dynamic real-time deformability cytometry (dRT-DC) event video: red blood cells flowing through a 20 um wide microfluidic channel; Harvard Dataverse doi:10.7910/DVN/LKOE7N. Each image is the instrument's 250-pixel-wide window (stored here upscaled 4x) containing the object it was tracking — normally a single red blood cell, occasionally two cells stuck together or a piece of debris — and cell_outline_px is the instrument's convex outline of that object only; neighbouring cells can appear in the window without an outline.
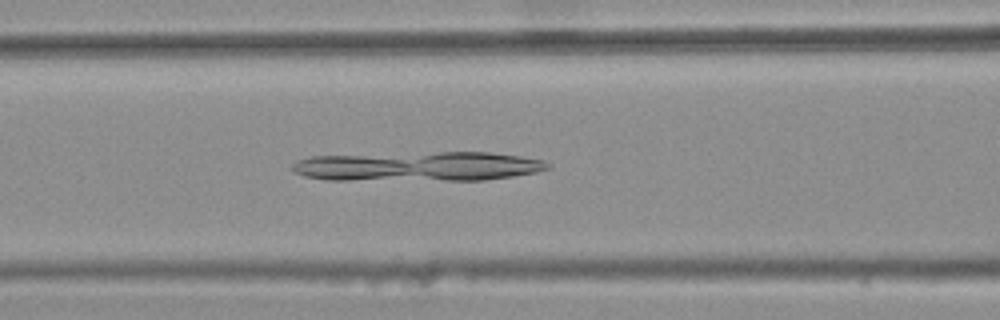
{"species": "common noctule bat (a hibernating species)", "species_latin": "Nyctalus noctula", "temperature_condition": "warm", "stored_images_in_passage": 32, "camera_frame_rate_fps": 3000, "um_per_image_px": 0.085, "animal": {"sex": "female", "body_mass_g": 25.1}, "frame": {"image": 1, "passage_image": 8, "time_ms": 2.333, "image_size_px": [1000, 320], "cell_outline_px": [[548, 168], [536, 172], [512, 176], [484, 180], [328, 180], [304, 176], [292, 172], [292, 164], [296, 160], [312, 156], [440, 152], [488, 152], [520, 156], [544, 160], [548, 164]], "centroid_in_image_um": [35.5, 14.15], "position_along_channel_um": 131.1, "area_um2": 43.99}}
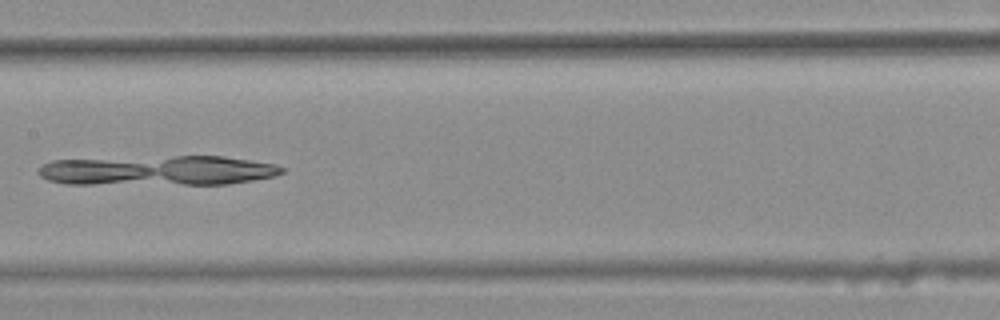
{"frame": {"image": 2, "passage_image": 13, "time_ms": 4.0, "image_size_px": [1000, 320], "cell_outline_px": [[288, 168], [284, 172], [276, 176], [228, 184], [64, 184], [48, 180], [40, 176], [36, 172], [44, 164], [52, 160], [172, 156], [224, 156], [276, 164]], "centroid_in_image_um": [13.46, 14.5], "position_along_channel_um": 193.9, "area_um2": 42.6}}
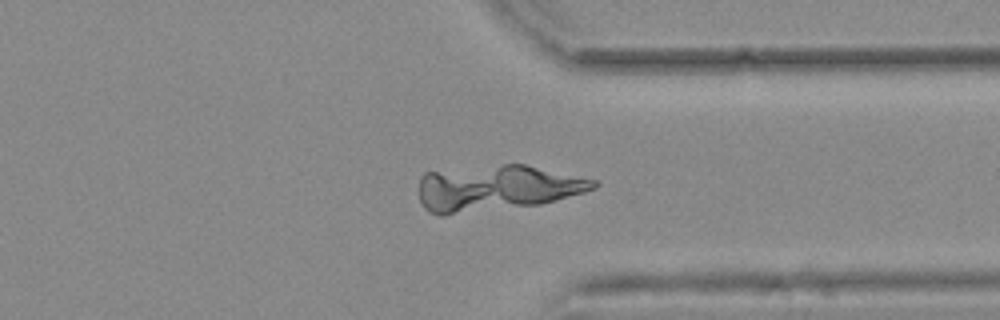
{"frame": {"image": 3, "passage_image": 27, "time_ms": 8.667, "image_size_px": [1000, 320], "cell_outline_px": [[600, 184], [596, 188], [584, 192], [556, 200], [540, 204], [444, 216], [440, 216], [428, 212], [424, 208], [420, 200], [420, 176], [424, 172], [504, 164], [524, 164], [600, 180]], "centroid_in_image_um": [42.23, 15.99], "position_along_channel_um": 369.2, "area_um2": 46.99}}